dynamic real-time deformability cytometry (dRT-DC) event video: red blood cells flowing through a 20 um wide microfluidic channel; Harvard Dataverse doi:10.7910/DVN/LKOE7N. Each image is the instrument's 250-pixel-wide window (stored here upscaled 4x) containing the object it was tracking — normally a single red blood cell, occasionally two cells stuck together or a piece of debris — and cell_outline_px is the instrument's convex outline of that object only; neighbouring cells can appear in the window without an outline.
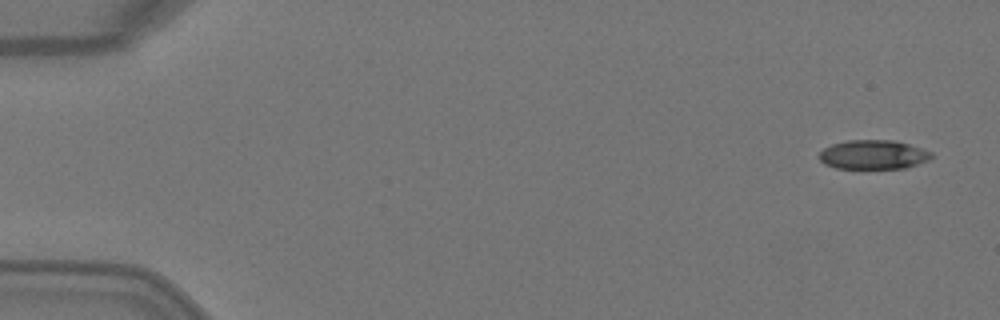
{"species": "Egyptian fruit bat (a non-hibernating species)", "species_latin": "Rousettus aegyptiacus", "temperature_condition": "warm", "stored_images_in_passage": 4, "camera_frame_rate_fps": 3000, "um_per_image_px": 0.085, "animal": {"sex": "female"}, "frame": {"image": 1, "passage_image": 1, "time_ms": 0.0, "image_size_px": [1000, 320], "cell_outline_px": [[932, 156], [928, 160], [908, 168], [836, 168], [824, 164], [820, 160], [820, 152], [824, 148], [832, 144], [848, 140], [892, 140], [908, 144], [932, 152]], "centroid_in_image_um": [74.22, 13.15], "position_along_channel_um": 10.8, "area_um2": 18.96}}
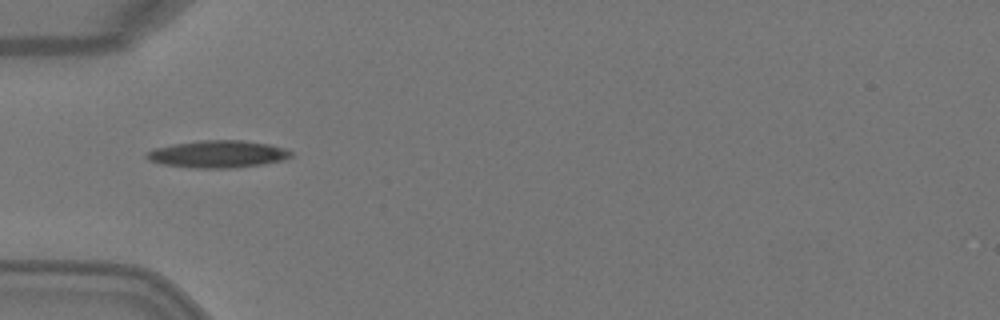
{"frame": {"image": 2, "passage_image": 4, "time_ms": 1.0, "image_size_px": [1000, 320], "cell_outline_px": [[292, 156], [284, 160], [264, 164], [236, 168], [192, 168], [160, 164], [148, 160], [144, 156], [148, 152], [156, 148], [172, 144], [200, 140], [240, 140], [272, 144], [288, 148], [292, 152]], "centroid_in_image_um": [18.56, 13.1], "position_along_channel_um": 66.4, "area_um2": 23.29}}